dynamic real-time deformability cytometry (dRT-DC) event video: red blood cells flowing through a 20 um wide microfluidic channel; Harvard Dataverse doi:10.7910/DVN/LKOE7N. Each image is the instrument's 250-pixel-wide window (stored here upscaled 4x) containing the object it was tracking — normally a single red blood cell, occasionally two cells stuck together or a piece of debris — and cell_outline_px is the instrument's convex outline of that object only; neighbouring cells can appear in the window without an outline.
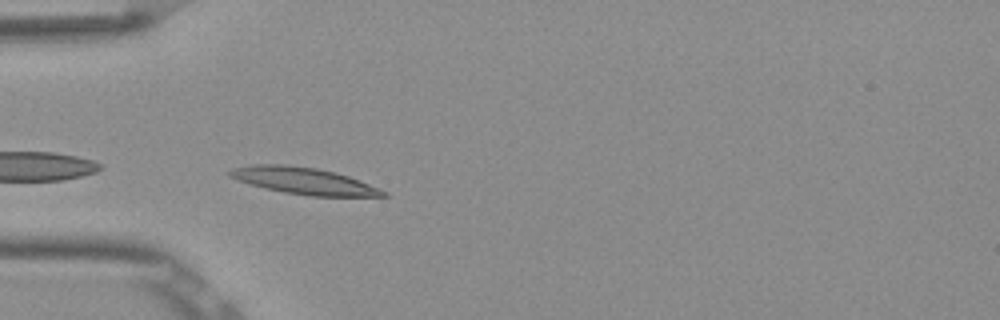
{"species": "Egyptian fruit bat (a non-hibernating species)", "species_latin": "Rousettus aegyptiacus", "temperature_condition": "room temperature", "stored_images_in_passage": 28, "camera_frame_rate_fps": 3000, "um_per_image_px": 0.085, "frame": {"image": 1, "passage_image": 1, "time_ms": 0.0, "image_size_px": [1000, 320], "cell_outline_px": [[388, 196], [308, 196], [284, 192], [264, 188], [236, 180], [228, 176], [228, 172], [232, 168], [252, 164], [284, 164], [316, 168], [348, 176], [380, 188], [388, 192]], "centroid_in_image_um": [25.79, 15.37], "position_along_channel_um": 59.2, "area_um2": 23.87}}
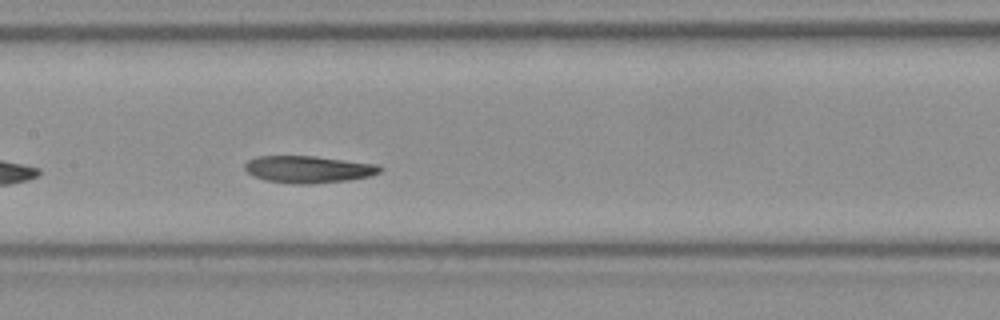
{"frame": {"image": 2, "passage_image": 11, "time_ms": 3.333, "image_size_px": [1000, 320], "cell_outline_px": [[384, 168], [380, 172], [368, 176], [348, 180], [308, 184], [300, 184], [264, 180], [252, 176], [244, 168], [244, 164], [248, 160], [256, 156], [316, 156], [380, 164]], "centroid_in_image_um": [26.22, 14.38], "position_along_channel_um": 181.2, "area_um2": 21.44}}
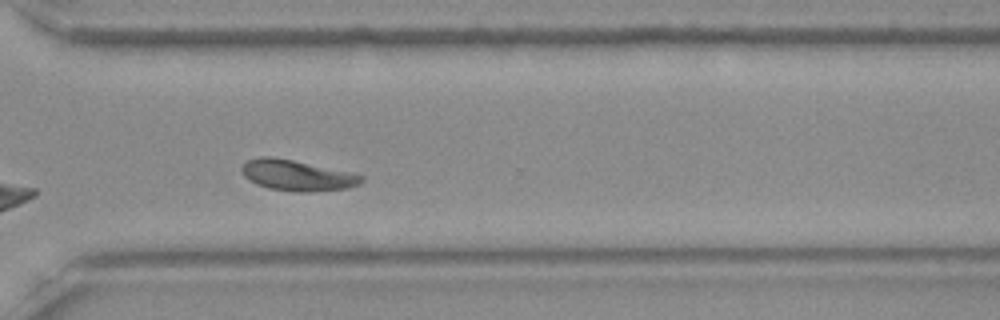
{"frame": {"image": 3, "passage_image": 24, "time_ms": 7.667, "image_size_px": [1000, 320], "cell_outline_px": [[364, 180], [360, 184], [348, 188], [312, 192], [296, 192], [268, 188], [256, 184], [248, 180], [244, 176], [240, 168], [248, 160], [260, 156], [272, 156], [292, 160], [348, 172], [364, 176]], "centroid_in_image_um": [25.22, 14.92], "position_along_channel_um": 345.4, "area_um2": 21.39}, "authors_computed_cell_mechanics": {"area_um2": 21.4149, "velocity_mm_per_s": 3.7942, "shape_relaxation_time_tau1_ms": 8.1889, "shape_relaxation_time_tau2_ms": 1.8037, "deformation_change_tau1": 0.2284, "deformation_change_tau2": 0.0538}}